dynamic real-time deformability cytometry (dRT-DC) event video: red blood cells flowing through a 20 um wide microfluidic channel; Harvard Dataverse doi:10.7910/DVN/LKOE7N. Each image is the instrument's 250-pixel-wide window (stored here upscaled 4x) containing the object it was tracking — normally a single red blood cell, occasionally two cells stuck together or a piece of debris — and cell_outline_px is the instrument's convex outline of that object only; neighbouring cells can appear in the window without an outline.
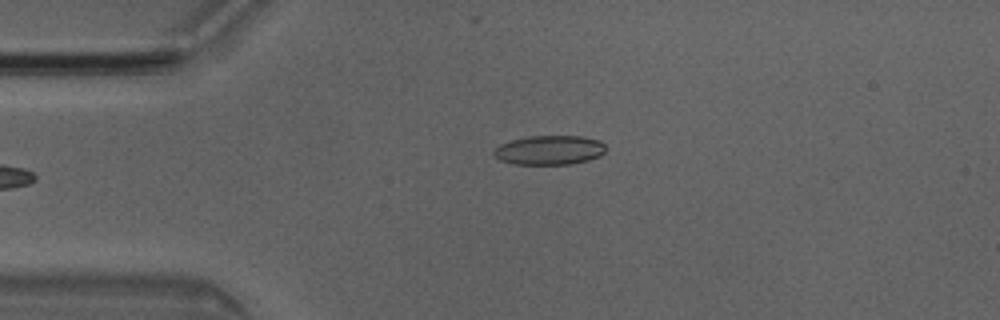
{"species": "Egyptian fruit bat (a non-hibernating species)", "species_latin": "Rousettus aegyptiacus", "temperature_condition": "room temperature", "stored_images_in_passage": 4, "camera_frame_rate_fps": 3000, "um_per_image_px": 0.085, "animal": {"sex": "male"}, "frame": {"image": 1, "passage_image": 4, "time_ms": 1.0, "image_size_px": [1000, 320], "cell_outline_px": [[604, 152], [600, 156], [588, 160], [572, 164], [512, 164], [500, 160], [492, 152], [500, 144], [512, 140], [528, 136], [580, 136], [600, 140], [604, 144]], "centroid_in_image_um": [46.7, 12.76], "position_along_channel_um": 38.3, "area_um2": 19.07}}